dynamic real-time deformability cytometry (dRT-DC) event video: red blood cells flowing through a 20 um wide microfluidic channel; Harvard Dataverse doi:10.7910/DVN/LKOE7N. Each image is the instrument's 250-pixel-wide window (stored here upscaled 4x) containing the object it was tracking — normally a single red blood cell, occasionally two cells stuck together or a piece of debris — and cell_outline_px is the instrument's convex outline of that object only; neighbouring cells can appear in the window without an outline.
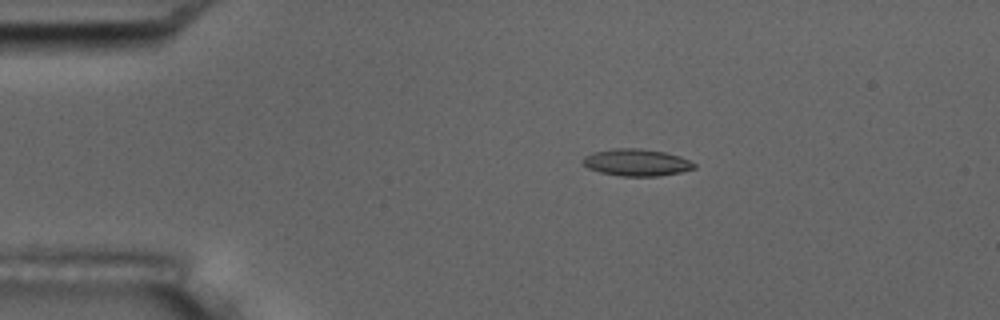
{"species": "common noctule bat (a hibernating species)", "species_latin": "Nyctalus noctula", "temperature_condition": "room temperature", "stored_images_in_passage": 9, "camera_frame_rate_fps": 3000, "um_per_image_px": 0.085, "animal": {"sex": "male", "body_mass_g": 17.5, "forearm_length_mm": 52.3}, "frame": {"image": 1, "passage_image": 3, "time_ms": 3.333, "image_size_px": [1000, 320], "cell_outline_px": [[696, 168], [680, 172], [660, 176], [620, 176], [600, 172], [588, 168], [580, 164], [580, 160], [584, 156], [592, 152], [612, 148], [640, 148], [664, 152], [680, 156], [696, 164]], "centroid_in_image_um": [54.05, 13.8], "position_along_channel_um": 31.0, "area_um2": 17.74}}
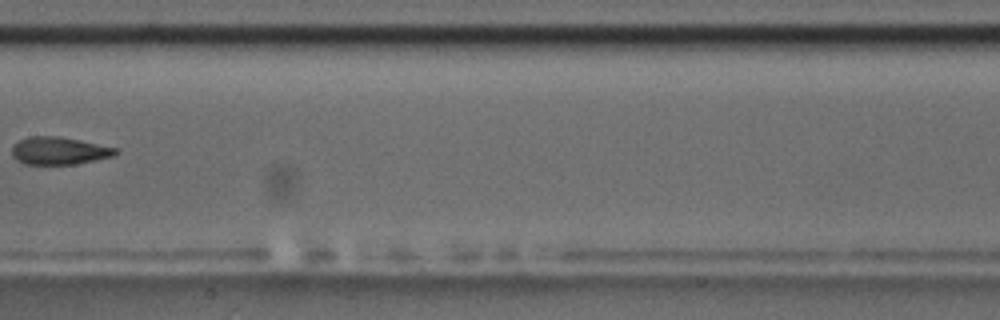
{"frame": {"image": 2, "passage_image": 8, "time_ms": 9.333, "image_size_px": [1000, 320], "cell_outline_px": [[120, 148], [112, 156], [76, 164], [24, 164], [16, 160], [12, 156], [12, 148], [20, 140], [28, 136], [60, 136]], "centroid_in_image_um": [5.02, 12.81], "position_along_channel_um": 202.4, "area_um2": 16.65}}